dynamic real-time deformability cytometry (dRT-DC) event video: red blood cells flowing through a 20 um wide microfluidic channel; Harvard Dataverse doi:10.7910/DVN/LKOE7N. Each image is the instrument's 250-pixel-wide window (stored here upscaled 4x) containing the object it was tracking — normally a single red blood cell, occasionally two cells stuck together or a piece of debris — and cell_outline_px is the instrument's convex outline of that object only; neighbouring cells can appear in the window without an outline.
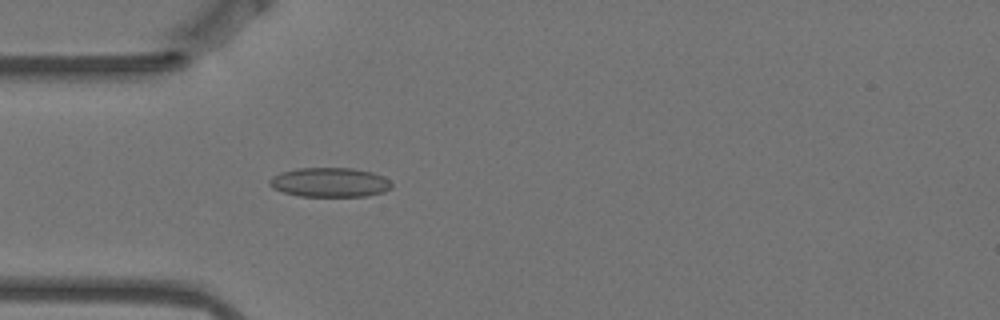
{"species": "Egyptian fruit bat (a non-hibernating species)", "species_latin": "Rousettus aegyptiacus", "temperature_condition": "warm", "stored_images_in_passage": 5, "camera_frame_rate_fps": 3000, "um_per_image_px": 0.085, "animal": {"sex": "female"}, "frame": {"image": 1, "passage_image": 5, "time_ms": 1.333, "image_size_px": [1000, 320], "cell_outline_px": [[392, 188], [384, 192], [368, 196], [300, 196], [284, 192], [272, 188], [268, 184], [268, 180], [272, 176], [280, 172], [296, 168], [352, 168], [372, 172], [384, 176], [392, 184]], "centroid_in_image_um": [28.02, 15.49], "position_along_channel_um": 57.0, "area_um2": 21.1}}